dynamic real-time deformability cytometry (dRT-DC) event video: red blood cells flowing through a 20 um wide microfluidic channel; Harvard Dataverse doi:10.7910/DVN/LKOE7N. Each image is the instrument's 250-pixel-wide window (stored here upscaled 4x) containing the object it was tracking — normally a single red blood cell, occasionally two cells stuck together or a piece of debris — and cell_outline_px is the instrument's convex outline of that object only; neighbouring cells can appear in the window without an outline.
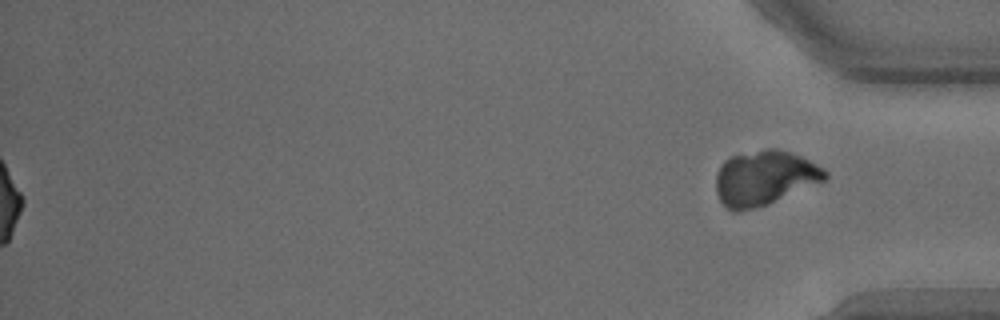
{"species": "common noctule bat (a hibernating species)", "species_latin": "Nyctalus noctula", "temperature_condition": "warm", "stored_images_in_passage": 40, "segment_of_instrument_passage": [2, 2], "camera_frame_rate_fps": 3000, "um_per_image_px": 0.085, "animal": {"sex": "male", "body_mass_g": 15.6}, "frame": {"image": 1, "passage_image": 40, "time_ms": 13.0, "image_size_px": [1000, 320], "cell_outline_px": [[828, 180], [768, 204], [756, 208], [740, 212], [732, 212], [720, 200], [716, 192], [716, 172], [720, 164], [724, 160], [732, 156], [768, 148], [776, 148], [800, 156], [824, 168], [828, 172]], "centroid_in_image_um": [64.99, 15.14], "position_along_channel_um": 370.2, "area_um2": 35.03}}